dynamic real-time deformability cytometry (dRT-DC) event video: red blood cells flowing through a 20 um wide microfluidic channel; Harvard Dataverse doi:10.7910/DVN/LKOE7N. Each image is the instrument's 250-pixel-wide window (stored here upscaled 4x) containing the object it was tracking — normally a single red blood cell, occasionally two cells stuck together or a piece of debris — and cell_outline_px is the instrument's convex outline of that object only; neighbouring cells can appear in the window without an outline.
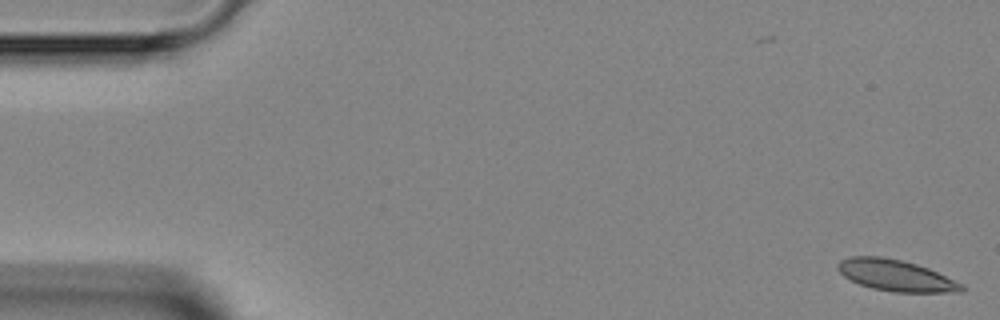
{"species": "Egyptian fruit bat (a non-hibernating species)", "species_latin": "Rousettus aegyptiacus", "temperature_condition": "room temperature", "stored_images_in_passage": 3, "camera_frame_rate_fps": 3000, "um_per_image_px": 0.085, "animal": {"sex": "female"}, "frame": {"image": 1, "passage_image": 3, "time_ms": 0.667, "image_size_px": [1000, 320], "cell_outline_px": [[964, 292], [892, 292], [872, 288], [860, 284], [844, 276], [836, 268], [836, 264], [840, 260], [852, 256], [880, 256], [900, 260], [916, 264], [928, 268], [964, 284]], "centroid_in_image_um": [76.15, 23.41], "position_along_channel_um": 8.9, "area_um2": 22.54}}